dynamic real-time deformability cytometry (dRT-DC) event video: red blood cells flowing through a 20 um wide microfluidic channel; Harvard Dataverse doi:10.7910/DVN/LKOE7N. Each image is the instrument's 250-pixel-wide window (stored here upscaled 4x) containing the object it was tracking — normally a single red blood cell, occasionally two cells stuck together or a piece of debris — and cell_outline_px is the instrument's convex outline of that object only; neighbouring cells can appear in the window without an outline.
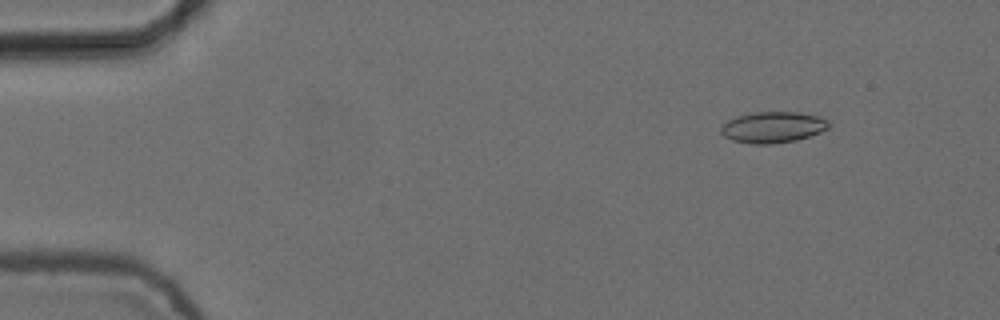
{"species": "common noctule bat (a hibernating species)", "species_latin": "Nyctalus noctula", "temperature_condition": "cold", "stored_images_in_passage": 5, "camera_frame_rate_fps": 3000, "um_per_image_px": 0.085, "animal": {"sex": "female", "body_mass_g": 24.6, "forearm_length_mm": 56.2}, "frame": {"image": 1, "passage_image": 2, "time_ms": 0.333, "image_size_px": [1000, 320], "cell_outline_px": [[828, 128], [820, 132], [796, 140], [768, 144], [752, 144], [732, 140], [724, 136], [720, 132], [720, 128], [728, 120], [736, 116], [752, 112], [796, 112], [820, 116], [828, 120]], "centroid_in_image_um": [65.67, 10.81], "position_along_channel_um": 19.3, "area_um2": 19.48}}
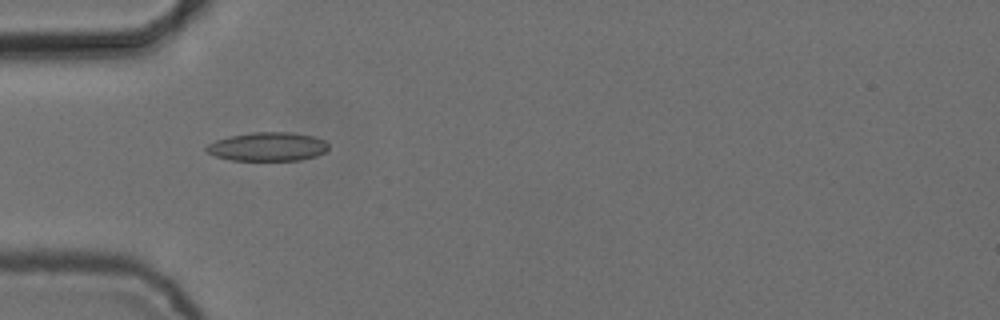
{"frame": {"image": 2, "passage_image": 5, "time_ms": 1.333, "image_size_px": [1000, 320], "cell_outline_px": [[328, 148], [324, 152], [316, 156], [300, 160], [232, 160], [216, 156], [208, 152], [204, 148], [208, 144], [216, 140], [228, 136], [252, 132], [292, 132], [312, 136], [324, 140], [328, 144]], "centroid_in_image_um": [22.75, 12.46], "position_along_channel_um": 62.3, "area_um2": 20.4}}